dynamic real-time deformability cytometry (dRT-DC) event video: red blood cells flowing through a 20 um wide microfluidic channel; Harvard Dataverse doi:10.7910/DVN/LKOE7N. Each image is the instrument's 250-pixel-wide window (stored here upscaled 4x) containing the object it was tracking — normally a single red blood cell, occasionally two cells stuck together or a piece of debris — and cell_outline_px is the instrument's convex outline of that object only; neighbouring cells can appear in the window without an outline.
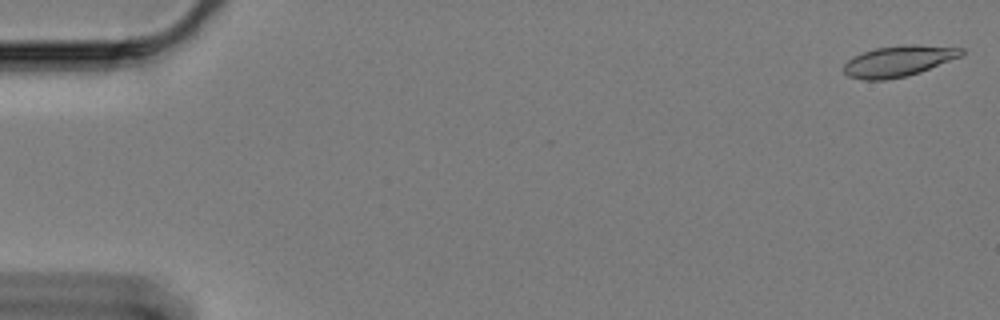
{"species": "Egyptian fruit bat (a non-hibernating species)", "species_latin": "Rousettus aegyptiacus", "temperature_condition": "cold", "stored_images_in_passage": 59, "camera_frame_rate_fps": 3000, "um_per_image_px": 0.085, "animal": {"sex": "female"}, "frame": {"image": 1, "passage_image": 2, "time_ms": 0.333, "image_size_px": [1000, 320], "cell_outline_px": [[964, 56], [920, 72], [904, 76], [884, 80], [864, 80], [848, 76], [844, 72], [844, 64], [852, 56], [876, 48], [908, 44], [912, 44], [964, 48]], "centroid_in_image_um": [76.41, 5.19], "position_along_channel_um": 8.6, "area_um2": 21.21}}
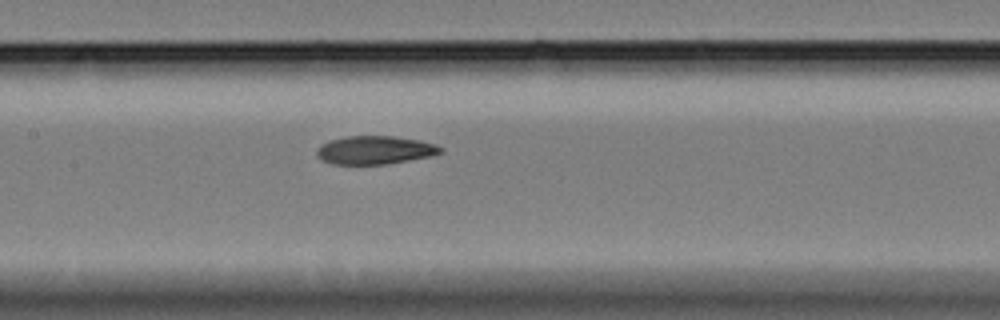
{"frame": {"image": 2, "passage_image": 30, "time_ms": 9.667, "image_size_px": [1000, 320], "cell_outline_px": [[444, 152], [428, 156], [388, 164], [332, 164], [316, 156], [316, 152], [320, 144], [328, 140], [348, 136], [392, 136], [420, 140], [436, 144], [444, 148]], "centroid_in_image_um": [31.86, 12.75], "position_along_channel_um": 175.5, "area_um2": 20.46}}
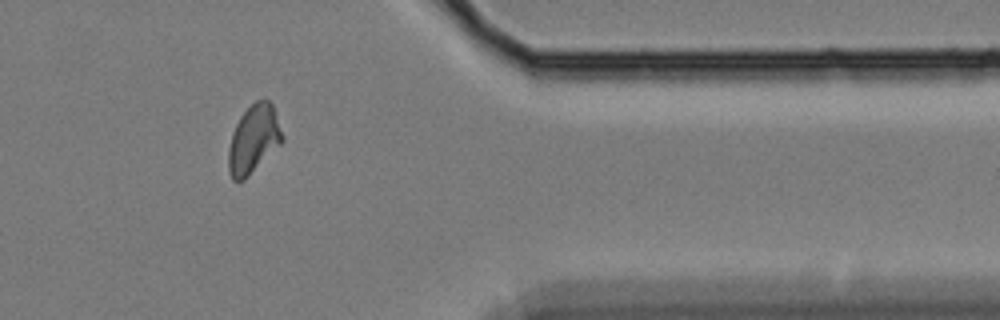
{"frame": {"image": 3, "passage_image": 51, "time_ms": 16.667, "image_size_px": [1000, 320], "cell_outline_px": [[284, 140], [244, 180], [232, 180], [228, 172], [228, 148], [232, 132], [240, 116], [256, 100], [268, 100], [272, 104], [284, 136]], "centroid_in_image_um": [21.54, 11.84], "position_along_channel_um": 389.9, "area_um2": 21.21}}